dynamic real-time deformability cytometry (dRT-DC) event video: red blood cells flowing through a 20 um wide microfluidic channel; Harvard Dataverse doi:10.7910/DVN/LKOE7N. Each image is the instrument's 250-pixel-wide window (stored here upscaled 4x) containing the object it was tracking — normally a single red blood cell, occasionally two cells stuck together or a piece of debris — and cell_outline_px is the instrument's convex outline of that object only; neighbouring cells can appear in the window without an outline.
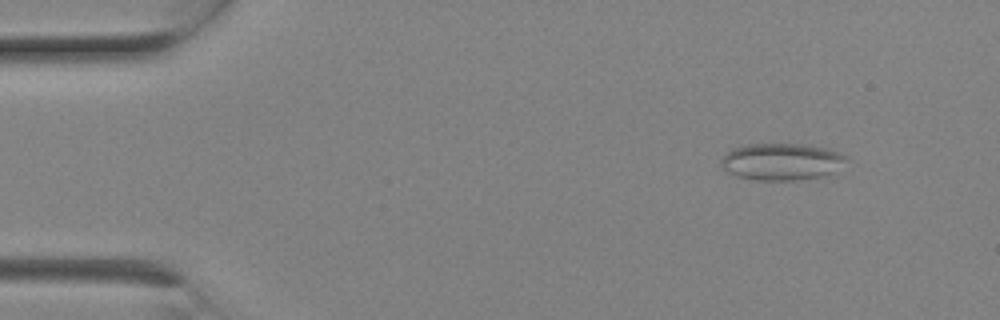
{"species": "Egyptian fruit bat (a non-hibernating species)", "species_latin": "Rousettus aegyptiacus", "temperature_condition": "room temperature", "stored_images_in_passage": 8, "camera_frame_rate_fps": 3000, "um_per_image_px": 0.085, "animal": {"sex": "female"}, "frame": {"image": 1, "passage_image": 3, "time_ms": 0.667, "image_size_px": [1000, 320], "cell_outline_px": [[848, 160], [832, 172], [820, 176], [796, 180], [756, 180], [740, 176], [728, 172], [720, 164], [720, 160], [732, 148], [748, 144], [800, 144], [824, 148], [848, 156]], "centroid_in_image_um": [66.41, 13.73], "position_along_channel_um": 18.6, "area_um2": 26.53}}